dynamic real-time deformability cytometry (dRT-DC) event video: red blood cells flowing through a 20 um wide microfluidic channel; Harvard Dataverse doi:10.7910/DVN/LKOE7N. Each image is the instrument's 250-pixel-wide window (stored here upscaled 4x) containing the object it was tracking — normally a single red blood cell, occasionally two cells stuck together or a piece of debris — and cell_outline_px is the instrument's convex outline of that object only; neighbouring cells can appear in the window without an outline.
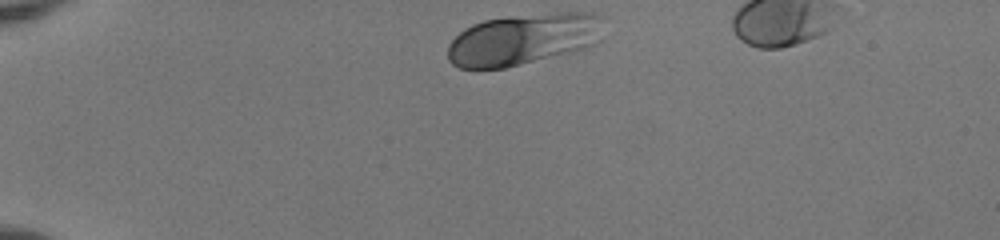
{"species": "human", "species_latin": "Homo sapiens", "temperature_condition": "room temperature", "stored_images_in_passage": 36, "camera_frame_rate_fps": 3000, "um_per_image_px": 0.085, "donor": {"sex": "female"}, "frame": {"image": 1, "passage_image": 1, "time_ms": 0.0, "image_size_px": [1000, 240], "cell_outline_px": [[608, 16], [592, 44], [584, 48], [504, 68], [460, 68], [452, 64], [448, 60], [448, 44], [464, 28], [472, 24], [484, 20], [508, 16], [556, 12], [592, 12]], "centroid_in_image_um": [44.46, 3.3], "position_along_channel_um": 40.5, "area_um2": 46.59}}
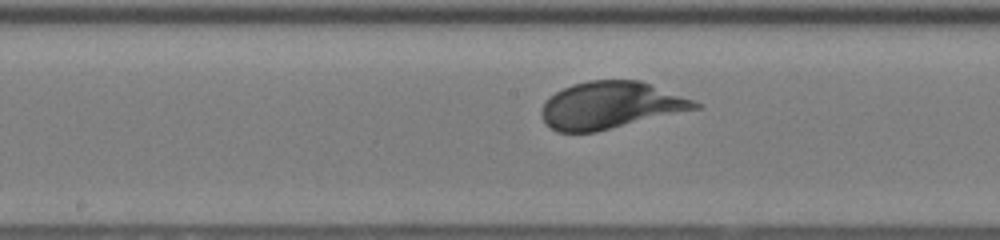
{"frame": {"image": 2, "passage_image": 17, "time_ms": 5.333, "image_size_px": [1000, 240], "cell_outline_px": [[704, 108], [596, 132], [556, 132], [548, 128], [544, 124], [540, 112], [544, 104], [556, 92], [572, 84], [588, 80], [640, 80], [692, 100], [700, 104]], "centroid_in_image_um": [51.89, 8.97], "position_along_channel_um": 196.3, "area_um2": 42.25}}
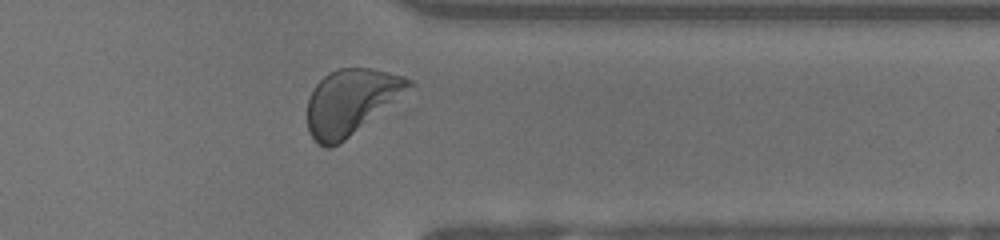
{"frame": {"image": 3, "passage_image": 31, "time_ms": 10.0, "image_size_px": [1000, 240], "cell_outline_px": [[416, 84], [344, 140], [332, 148], [324, 148], [316, 144], [308, 132], [308, 100], [316, 84], [328, 72], [340, 68], [372, 68], [404, 76], [412, 80]], "centroid_in_image_um": [29.8, 8.65], "position_along_channel_um": 381.6, "area_um2": 38.32}, "authors_computed_cell_mechanics": {"area_um2": 41.8183, "velocity_mm_per_s": 3.9842, "shape_relaxation_time_tau1_ms": 2.2172, "shape_relaxation_time_tau2_ms": null, "deformation_change_tau1": 0.1425, "deformation_change_tau2": null}}